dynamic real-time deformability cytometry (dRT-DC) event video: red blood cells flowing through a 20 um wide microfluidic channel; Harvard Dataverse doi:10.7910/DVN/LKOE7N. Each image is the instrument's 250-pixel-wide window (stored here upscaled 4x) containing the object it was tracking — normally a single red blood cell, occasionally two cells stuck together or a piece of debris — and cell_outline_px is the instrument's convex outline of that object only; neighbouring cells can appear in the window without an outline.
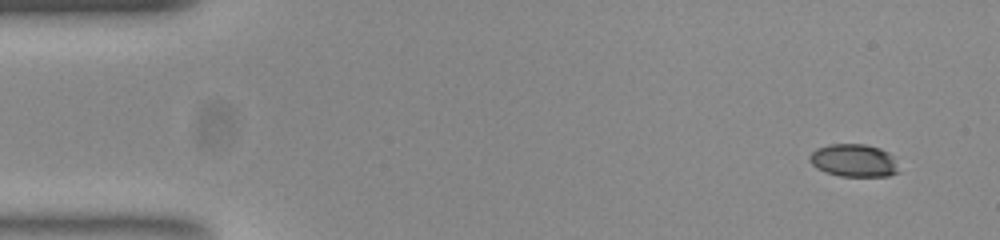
{"species": "common noctule bat (a hibernating species)", "species_latin": "Nyctalus noctula", "temperature_condition": "room temperature", "stored_images_in_passage": 52, "camera_frame_rate_fps": 3000, "um_per_image_px": 0.085, "animal": {"sex": "female", "body_mass_g": 23.0, "forearm_length_mm": 53.4}, "frame": {"image": 1, "passage_image": 1, "time_ms": 0.0, "image_size_px": [1000, 240], "cell_outline_px": [[900, 172], [888, 176], [840, 176], [824, 172], [816, 168], [808, 160], [808, 156], [816, 148], [828, 144], [864, 144], [880, 148], [888, 152], [892, 156]], "centroid_in_image_um": [72.54, 13.64], "position_along_channel_um": 12.5, "area_um2": 17.17}}
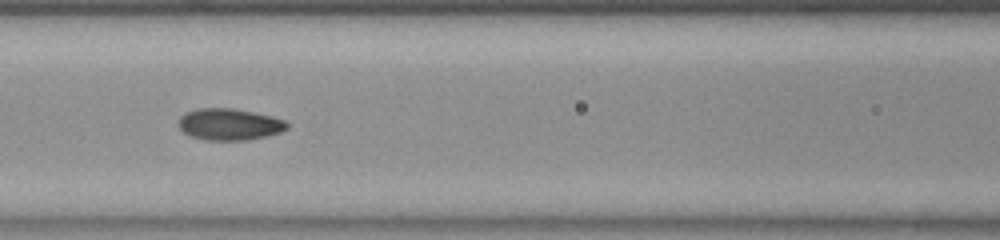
{"frame": {"image": 2, "passage_image": 21, "time_ms": 6.667, "image_size_px": [1000, 240], "cell_outline_px": [[288, 128], [280, 132], [248, 140], [208, 140], [192, 136], [184, 132], [176, 124], [180, 116], [184, 112], [196, 108], [232, 108], [272, 116], [284, 120], [288, 124]], "centroid_in_image_um": [19.45, 10.55], "position_along_channel_um": 147.1, "area_um2": 20.0}}
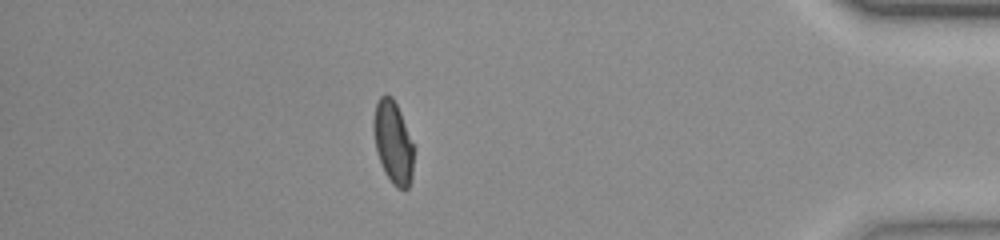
{"frame": {"image": 3, "passage_image": 45, "time_ms": 14.667, "image_size_px": [1000, 240], "cell_outline_px": [[412, 176], [408, 188], [396, 188], [392, 184], [384, 172], [376, 148], [372, 128], [372, 120], [376, 104], [380, 96], [384, 92], [392, 96], [400, 112], [412, 144]], "centroid_in_image_um": [33.37, 12.07], "position_along_channel_um": 401.8, "area_um2": 19.07}, "authors_computed_cell_mechanics": {"area_um2": 19.363, "velocity_mm_per_s": 3.7635, "shape_relaxation_time_tau1_ms": 8.7961, "shape_relaxation_time_tau2_ms": 1.0248, "deformation_change_tau1": 0.2214, "deformation_change_tau2": 0.0587}}